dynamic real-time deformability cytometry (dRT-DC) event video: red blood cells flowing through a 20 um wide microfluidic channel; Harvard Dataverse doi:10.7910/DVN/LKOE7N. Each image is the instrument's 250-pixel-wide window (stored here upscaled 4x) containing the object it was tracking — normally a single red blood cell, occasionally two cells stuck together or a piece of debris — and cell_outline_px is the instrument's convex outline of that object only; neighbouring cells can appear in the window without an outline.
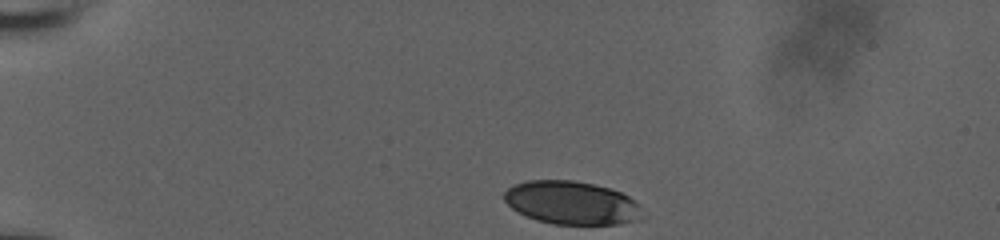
{"species": "human", "species_latin": "Homo sapiens", "temperature_condition": "room temperature", "stored_images_in_passage": 20, "camera_frame_rate_fps": 3000, "um_per_image_px": 0.085, "donor": {"sex": "male"}, "frame": {"image": 1, "passage_image": 1, "time_ms": 0.0, "image_size_px": [1000, 240], "cell_outline_px": [[648, 216], [644, 220], [620, 224], [552, 224], [536, 220], [512, 208], [504, 200], [504, 192], [512, 184], [528, 180], [572, 180], [592, 184], [608, 188], [620, 192], [628, 196], [640, 204]], "centroid_in_image_um": [48.68, 17.25], "position_along_channel_um": 36.3, "area_um2": 35.32}}
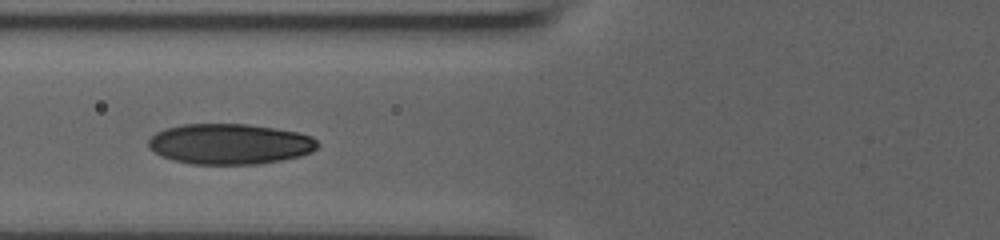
{"frame": {"image": 2, "passage_image": 12, "time_ms": 3.667, "image_size_px": [1000, 240], "cell_outline_px": [[320, 144], [312, 152], [300, 156], [260, 164], [192, 164], [172, 160], [160, 156], [148, 148], [148, 140], [156, 132], [164, 128], [184, 124], [248, 124], [296, 132], [312, 136]], "centroid_in_image_um": [19.5, 12.24], "position_along_channel_um": 106.3, "area_um2": 40.11}}
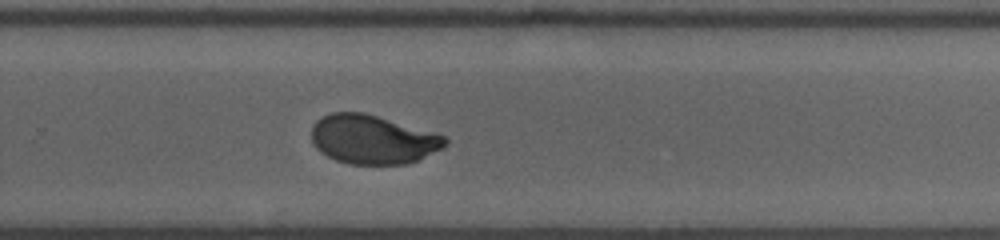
{"frame": {"image": 3, "passage_image": 20, "time_ms": 6.333, "image_size_px": [1000, 240], "cell_outline_px": [[448, 144], [444, 148], [420, 160], [408, 164], [348, 164], [336, 160], [320, 152], [316, 148], [312, 140], [312, 124], [316, 120], [332, 112], [364, 112], [448, 136]], "centroid_in_image_um": [31.73, 11.86], "position_along_channel_um": 298.1, "area_um2": 38.55}}